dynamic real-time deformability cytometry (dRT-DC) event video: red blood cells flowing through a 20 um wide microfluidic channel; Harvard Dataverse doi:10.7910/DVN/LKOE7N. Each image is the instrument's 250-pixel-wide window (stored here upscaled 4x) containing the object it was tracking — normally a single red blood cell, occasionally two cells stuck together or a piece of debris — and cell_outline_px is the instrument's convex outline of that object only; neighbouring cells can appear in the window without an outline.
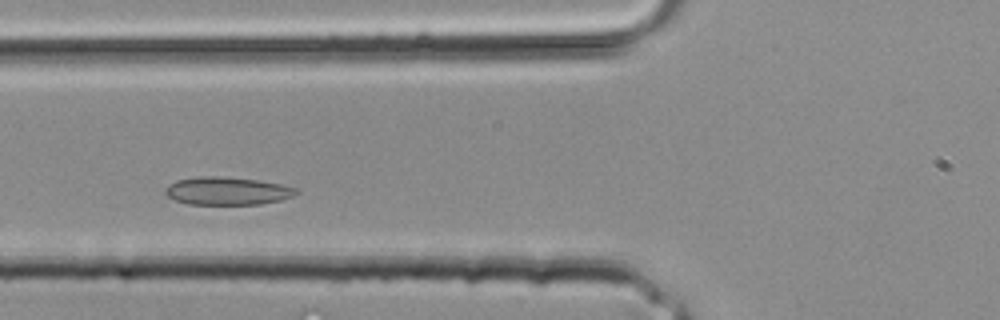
{"species": "common noctule bat (a hibernating species)", "species_latin": "Nyctalus noctula", "temperature_condition": "room temperature", "stored_images_in_passage": 20, "camera_frame_rate_fps": 3000, "um_per_image_px": 0.085, "animal": {"sex": "male", "body_mass_g": 20.4}, "frame": {"image": 1, "passage_image": 5, "time_ms": 1.333, "image_size_px": [1000, 320], "cell_outline_px": [[300, 192], [292, 196], [280, 200], [260, 204], [188, 204], [176, 200], [168, 196], [164, 192], [164, 188], [176, 180], [200, 176], [220, 176], [256, 180], [280, 184], [296, 188]], "centroid_in_image_um": [19.3, 16.23], "position_along_channel_um": 106.5, "area_um2": 21.15}}
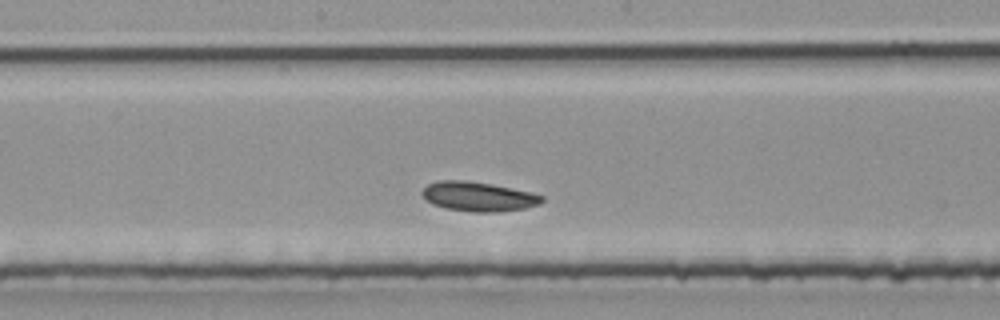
{"frame": {"image": 2, "passage_image": 10, "time_ms": 3.0, "image_size_px": [1000, 320], "cell_outline_px": [[544, 200], [540, 204], [524, 208], [496, 212], [472, 212], [444, 208], [432, 204], [420, 192], [428, 184], [440, 180], [460, 180], [488, 184], [532, 192], [544, 196]], "centroid_in_image_um": [40.66, 16.72], "position_along_channel_um": 207.5, "area_um2": 20.35}}
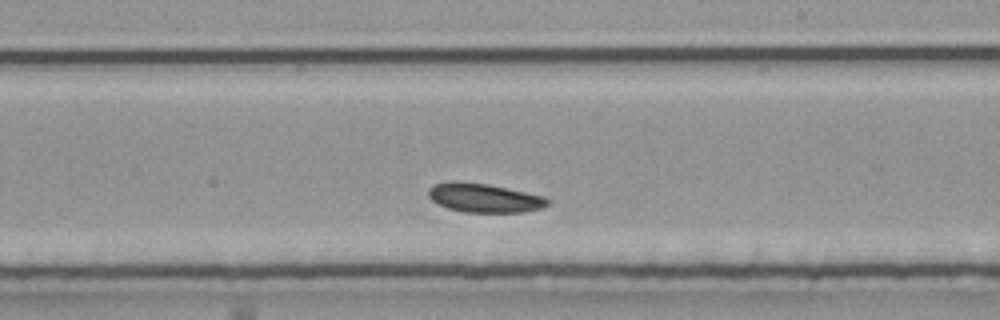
{"frame": {"image": 3, "passage_image": 12, "time_ms": 3.667, "image_size_px": [1000, 320], "cell_outline_px": [[548, 204], [540, 208], [520, 212], [464, 212], [448, 208], [436, 204], [428, 196], [428, 188], [436, 184], [448, 180], [452, 180], [488, 184], [544, 196], [548, 200]], "centroid_in_image_um": [41.08, 16.81], "position_along_channel_um": 247.9, "area_um2": 20.06}}